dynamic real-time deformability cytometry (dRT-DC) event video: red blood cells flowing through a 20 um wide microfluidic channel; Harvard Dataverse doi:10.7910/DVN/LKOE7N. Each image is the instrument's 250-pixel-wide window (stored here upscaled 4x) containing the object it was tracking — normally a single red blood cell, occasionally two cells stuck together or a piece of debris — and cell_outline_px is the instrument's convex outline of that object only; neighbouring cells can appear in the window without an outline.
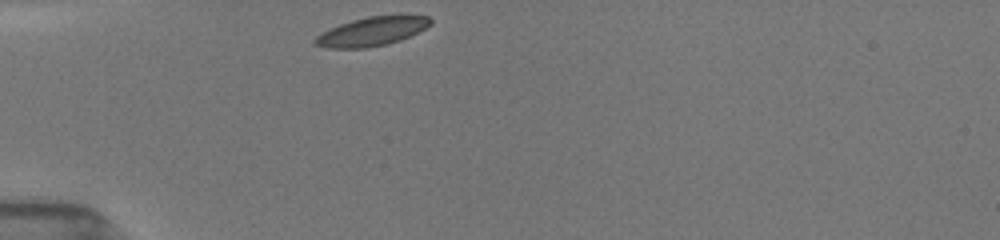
{"species": "common noctule bat (a hibernating species)", "species_latin": "Nyctalus noctula", "temperature_condition": "room temperature", "stored_images_in_passage": 45, "camera_frame_rate_fps": 3000, "um_per_image_px": 0.085, "animal": {"sex": "female", "body_mass_g": 19.5, "forearm_length_mm": 54.1}, "frame": {"image": 1, "passage_image": 1, "time_ms": 0.0, "image_size_px": [1000, 240], "cell_outline_px": [[432, 24], [400, 40], [388, 44], [368, 48], [324, 48], [316, 44], [312, 40], [316, 36], [340, 24], [352, 20], [368, 16], [428, 16], [432, 20]], "centroid_in_image_um": [31.58, 2.69], "position_along_channel_um": 53.4, "area_um2": 19.07}}
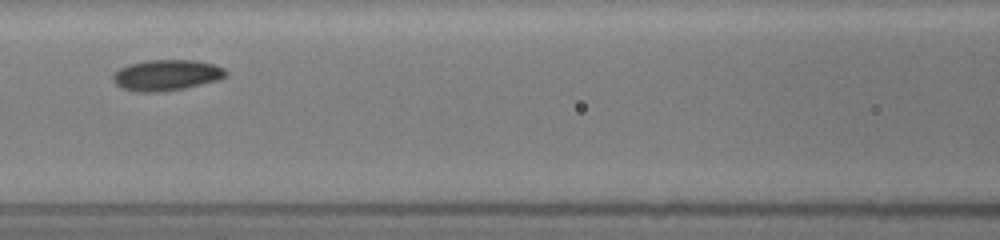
{"frame": {"image": 2, "passage_image": 16, "time_ms": 3.0, "image_size_px": [1000, 240], "cell_outline_px": [[228, 76], [220, 80], [184, 88], [160, 92], [136, 92], [120, 88], [112, 80], [112, 76], [120, 68], [128, 64], [144, 60], [196, 60], [212, 64], [224, 68], [228, 72]], "centroid_in_image_um": [14.16, 6.39], "position_along_channel_um": 152.4, "area_um2": 20.58}}
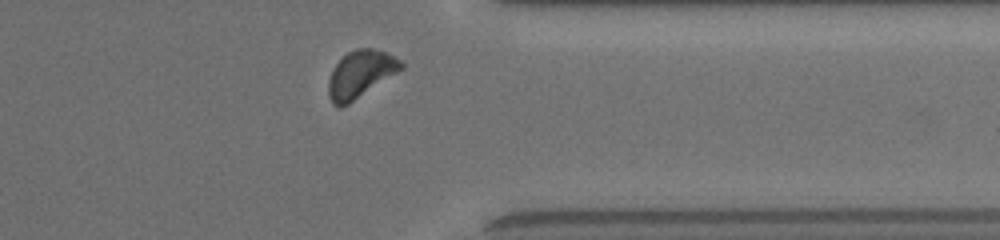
{"frame": {"image": 3, "passage_image": 40, "time_ms": 9.0, "image_size_px": [1000, 240], "cell_outline_px": [[404, 68], [348, 104], [340, 108], [332, 104], [328, 96], [328, 80], [336, 64], [348, 52], [356, 48], [372, 48], [384, 52], [400, 60], [404, 64]], "centroid_in_image_um": [30.62, 6.32], "position_along_channel_um": 380.8, "area_um2": 19.71}, "authors_computed_cell_mechanics": {"area_um2": 19.7098, "velocity_mm_per_s": 3.8693, "shape_relaxation_time_tau1_ms": 2.3629, "shape_relaxation_time_tau2_ms": 5.4126, "deformation_change_tau1": 0.0827, "deformation_change_tau2": 0.0942}}